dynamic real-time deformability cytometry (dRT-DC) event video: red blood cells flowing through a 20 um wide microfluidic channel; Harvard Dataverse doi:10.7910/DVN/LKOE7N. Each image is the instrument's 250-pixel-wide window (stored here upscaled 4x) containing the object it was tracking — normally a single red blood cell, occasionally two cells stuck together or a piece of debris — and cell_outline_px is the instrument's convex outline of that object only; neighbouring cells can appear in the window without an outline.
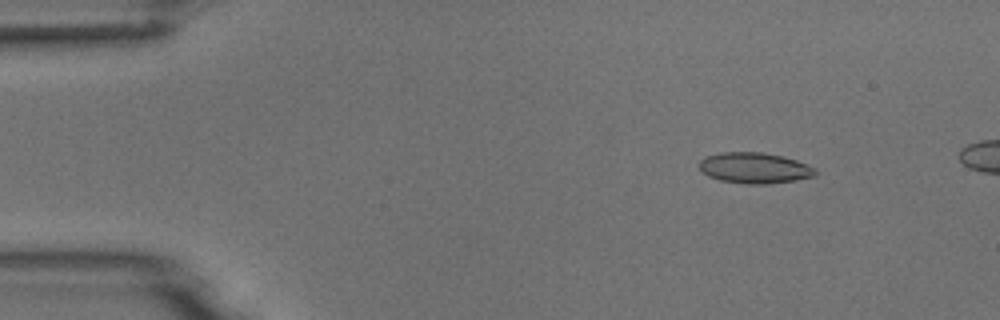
{"species": "common noctule bat (a hibernating species)", "species_latin": "Nyctalus noctula", "temperature_condition": "room temperature", "stored_images_in_passage": 5, "camera_frame_rate_fps": 3000, "um_per_image_px": 0.085, "animal": {"sex": "male", "body_mass_g": 18.8}, "frame": {"image": 1, "passage_image": 2, "time_ms": 1.0, "image_size_px": [1000, 320], "cell_outline_px": [[816, 176], [796, 180], [764, 184], [748, 184], [720, 180], [708, 176], [700, 168], [700, 160], [704, 156], [720, 152], [760, 152], [780, 156], [796, 160], [816, 168]], "centroid_in_image_um": [64.13, 14.27], "position_along_channel_um": 20.9, "area_um2": 20.75}}